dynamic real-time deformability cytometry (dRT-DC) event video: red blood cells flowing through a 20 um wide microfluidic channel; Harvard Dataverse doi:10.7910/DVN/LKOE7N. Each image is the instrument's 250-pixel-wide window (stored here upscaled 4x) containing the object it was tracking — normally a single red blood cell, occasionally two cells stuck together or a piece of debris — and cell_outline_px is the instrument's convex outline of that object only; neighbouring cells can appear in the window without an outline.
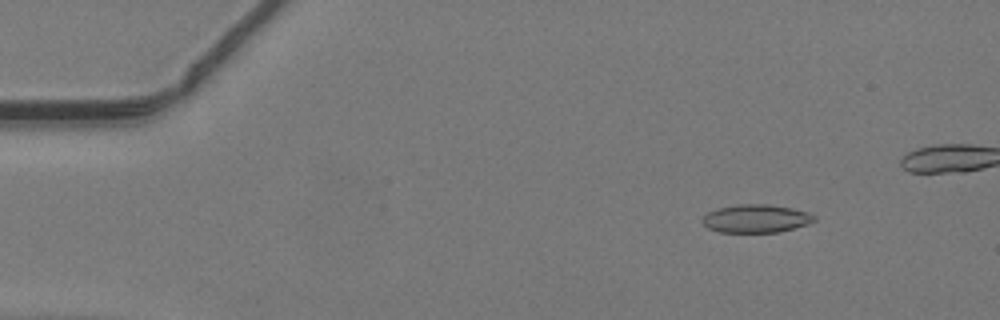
{"species": "common noctule bat (a hibernating species)", "species_latin": "Nyctalus noctula", "temperature_condition": "warm", "stored_images_in_passage": 43, "camera_frame_rate_fps": 3000, "um_per_image_px": 0.085, "animal": {"sex": "male", "body_mass_g": 19.2, "forearm_length_mm": 51.8}, "frame": {"image": 1, "passage_image": 6, "time_ms": 1.667, "image_size_px": [1000, 320], "cell_outline_px": [[816, 220], [808, 224], [776, 232], [720, 232], [708, 228], [700, 220], [708, 212], [716, 208], [740, 204], [768, 204], [792, 208], [812, 212], [816, 216]], "centroid_in_image_um": [64.28, 18.57], "position_along_channel_um": 20.7, "area_um2": 18.44}}
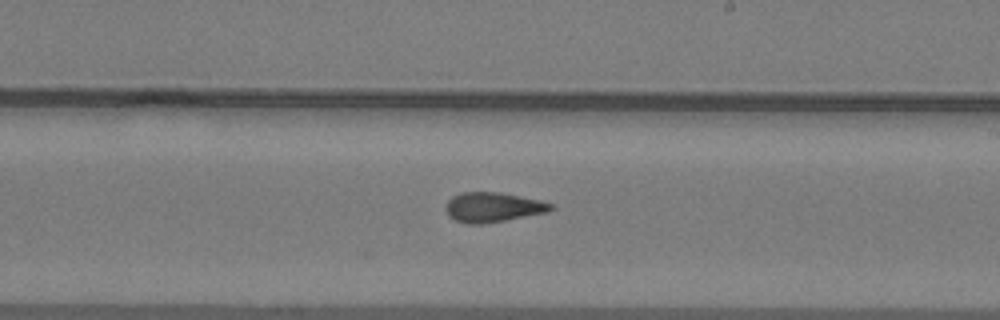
{"frame": {"image": 2, "passage_image": 28, "time_ms": 9.0, "image_size_px": [1000, 320], "cell_outline_px": [[556, 208], [548, 212], [504, 220], [480, 224], [468, 224], [456, 220], [448, 216], [448, 200], [452, 196], [460, 192], [500, 192], [540, 200], [552, 204]], "centroid_in_image_um": [41.93, 17.6], "position_along_channel_um": 247.1, "area_um2": 18.03}}
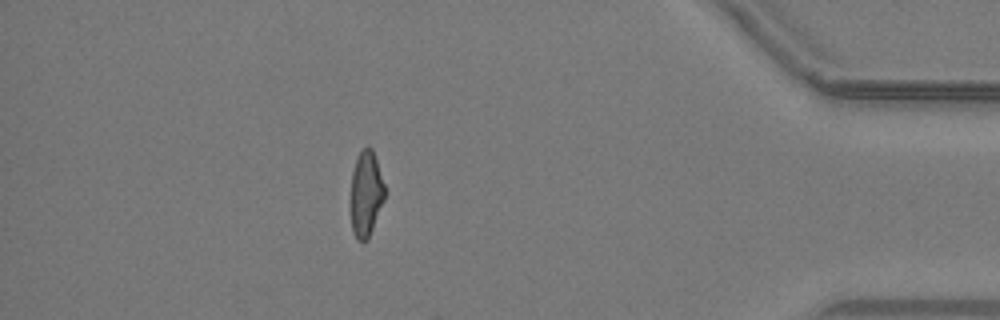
{"frame": {"image": 3, "passage_image": 42, "time_ms": 13.667, "image_size_px": [1000, 320], "cell_outline_px": [[384, 200], [368, 240], [356, 240], [352, 232], [352, 172], [356, 160], [360, 152], [368, 144], [372, 148], [384, 184]], "centroid_in_image_um": [31.12, 16.48], "position_along_channel_um": 404.1, "area_um2": 16.59}}